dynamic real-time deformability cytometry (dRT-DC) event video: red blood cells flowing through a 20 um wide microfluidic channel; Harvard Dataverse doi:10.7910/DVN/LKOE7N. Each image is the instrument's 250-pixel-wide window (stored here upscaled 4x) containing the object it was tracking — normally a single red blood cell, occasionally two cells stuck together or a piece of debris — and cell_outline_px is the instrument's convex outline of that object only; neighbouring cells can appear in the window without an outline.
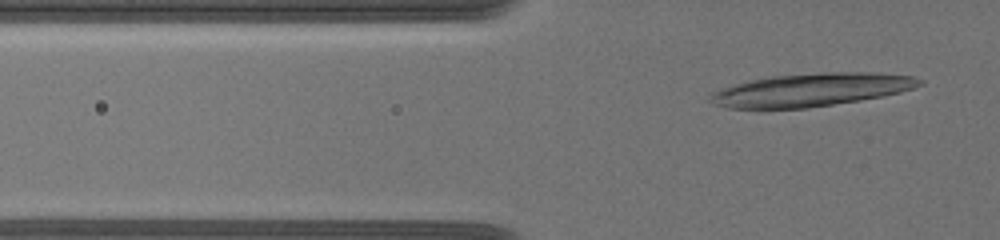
{"species": "common noctule bat (a hibernating species)", "species_latin": "Nyctalus noctula", "temperature_condition": "warm", "stored_images_in_passage": 12, "camera_frame_rate_fps": 3000, "um_per_image_px": 0.085, "animal": {"sex": "female", "body_mass_g": 19.5, "forearm_length_mm": 54.1}, "frame": {"image": 1, "passage_image": 3, "time_ms": 0.667, "image_size_px": [1000, 240], "cell_outline_px": [[924, 84], [912, 88], [880, 96], [832, 104], [804, 108], [728, 108], [716, 104], [708, 100], [712, 92], [736, 84], [752, 80], [772, 76], [824, 72], [860, 72], [912, 76], [924, 80]], "centroid_in_image_um": [68.93, 7.63], "position_along_channel_um": 56.9, "area_um2": 39.36}}